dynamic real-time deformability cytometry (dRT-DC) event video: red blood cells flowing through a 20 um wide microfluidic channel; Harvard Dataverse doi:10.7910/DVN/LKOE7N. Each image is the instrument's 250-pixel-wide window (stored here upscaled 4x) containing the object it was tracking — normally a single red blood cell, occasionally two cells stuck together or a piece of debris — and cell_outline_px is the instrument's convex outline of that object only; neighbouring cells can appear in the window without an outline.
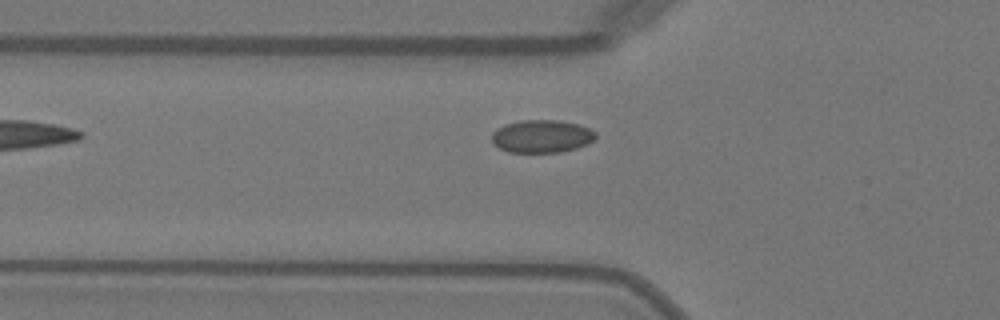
{"species": "Egyptian fruit bat (a non-hibernating species)", "species_latin": "Rousettus aegyptiacus", "temperature_condition": "warm", "stored_images_in_passage": 29, "camera_frame_rate_fps": 3000, "um_per_image_px": 0.085, "animal": {"sex": "female"}, "frame": {"image": 1, "passage_image": 2, "time_ms": 0.333, "image_size_px": [1000, 320], "cell_outline_px": [[596, 136], [588, 144], [576, 148], [560, 152], [508, 152], [492, 144], [492, 132], [504, 124], [520, 120], [556, 120], [580, 124], [596, 132]], "centroid_in_image_um": [46.03, 11.58], "position_along_channel_um": 79.8, "area_um2": 19.94}}
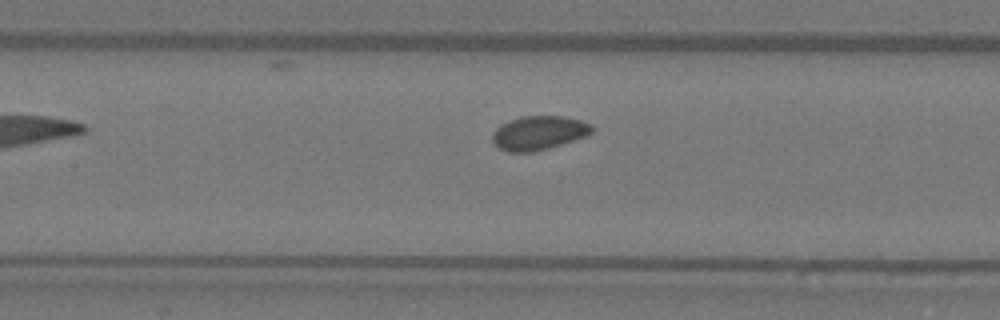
{"frame": {"image": 2, "passage_image": 8, "time_ms": 2.333, "image_size_px": [1000, 320], "cell_outline_px": [[592, 132], [588, 136], [548, 148], [532, 152], [508, 152], [500, 148], [492, 140], [492, 132], [500, 124], [520, 116], [564, 116], [580, 120], [592, 124]], "centroid_in_image_um": [45.8, 11.29], "position_along_channel_um": 161.6, "area_um2": 19.77}}
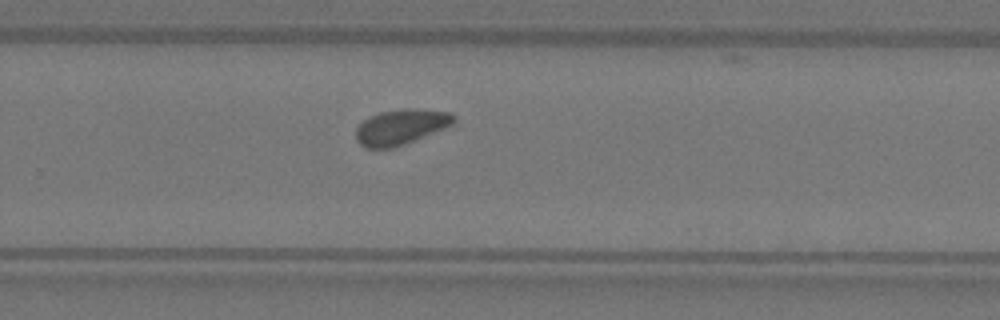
{"frame": {"image": 3, "passage_image": 18, "time_ms": 5.667, "image_size_px": [1000, 320], "cell_outline_px": [[456, 120], [452, 124], [444, 128], [404, 144], [392, 148], [364, 148], [356, 140], [356, 128], [368, 116], [380, 112], [400, 108], [416, 108], [448, 112], [456, 116]], "centroid_in_image_um": [34.05, 10.77], "position_along_channel_um": 295.7, "area_um2": 20.17}}